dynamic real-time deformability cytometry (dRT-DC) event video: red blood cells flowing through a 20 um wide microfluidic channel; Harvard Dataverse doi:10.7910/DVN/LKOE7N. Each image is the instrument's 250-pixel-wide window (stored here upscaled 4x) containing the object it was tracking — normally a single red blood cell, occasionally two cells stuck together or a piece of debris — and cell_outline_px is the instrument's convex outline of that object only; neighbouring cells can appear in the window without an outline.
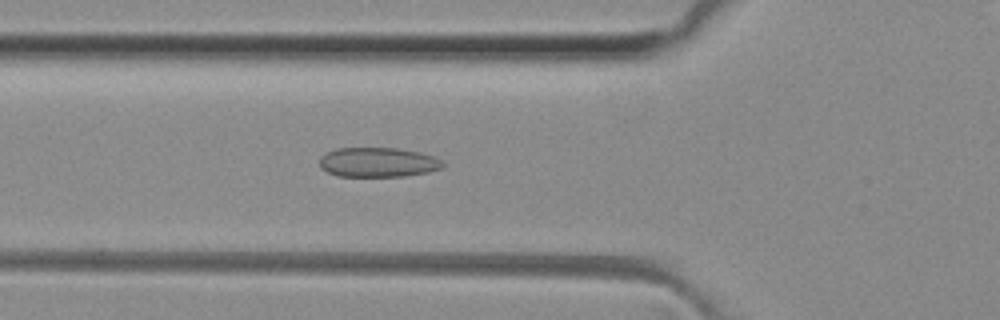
{"species": "common noctule bat (a hibernating species)", "species_latin": "Nyctalus noctula", "temperature_condition": "room temperature", "stored_images_in_passage": 36, "camera_frame_rate_fps": 3000, "um_per_image_px": 0.085, "animal": {"sex": "female", "body_mass_g": 29.2, "forearm_length_mm": 56.3}, "frame": {"image": 1, "passage_image": 4, "time_ms": 1.0, "image_size_px": [1000, 320], "cell_outline_px": [[444, 168], [428, 172], [404, 176], [336, 176], [320, 168], [320, 156], [324, 152], [336, 148], [396, 148], [420, 152], [436, 156], [444, 164]], "centroid_in_image_um": [32.12, 13.79], "position_along_channel_um": 93.7, "area_um2": 21.5}}
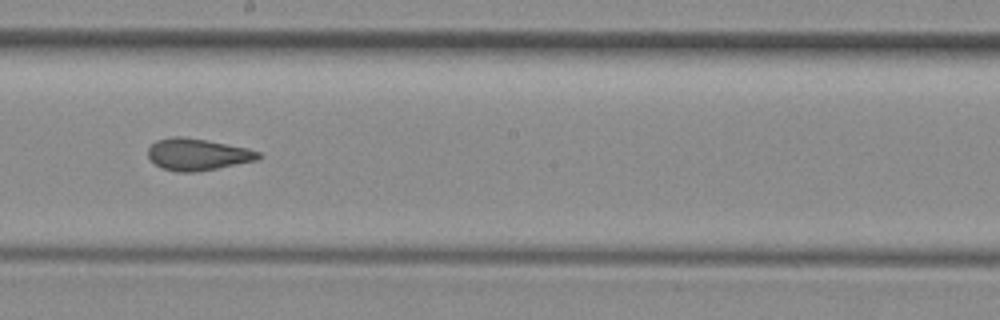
{"frame": {"image": 2, "passage_image": 14, "time_ms": 4.333, "image_size_px": [1000, 320], "cell_outline_px": [[264, 156], [256, 160], [196, 172], [176, 172], [160, 168], [148, 156], [148, 148], [156, 140], [172, 136], [184, 136], [208, 140], [248, 148], [260, 152]], "centroid_in_image_um": [16.79, 13.11], "position_along_channel_um": 231.4, "area_um2": 20.58}}
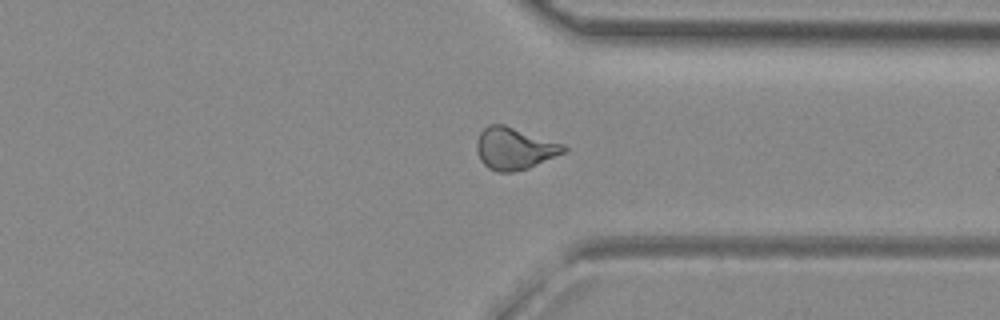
{"frame": {"image": 3, "passage_image": 24, "time_ms": 7.667, "image_size_px": [1000, 320], "cell_outline_px": [[568, 152], [528, 168], [512, 172], [496, 172], [488, 168], [480, 160], [476, 152], [476, 140], [480, 132], [488, 124], [504, 124], [564, 144], [568, 148]], "centroid_in_image_um": [43.73, 12.62], "position_along_channel_um": 367.7, "area_um2": 21.62}, "authors_computed_cell_mechanics": {"area_um2": 20.519, "velocity_mm_per_s": 4.1221, "shape_relaxation_time_tau1_ms": null, "shape_relaxation_time_tau2_ms": 1.5852, "deformation_change_tau1": null, "deformation_change_tau2": 0.0858}}